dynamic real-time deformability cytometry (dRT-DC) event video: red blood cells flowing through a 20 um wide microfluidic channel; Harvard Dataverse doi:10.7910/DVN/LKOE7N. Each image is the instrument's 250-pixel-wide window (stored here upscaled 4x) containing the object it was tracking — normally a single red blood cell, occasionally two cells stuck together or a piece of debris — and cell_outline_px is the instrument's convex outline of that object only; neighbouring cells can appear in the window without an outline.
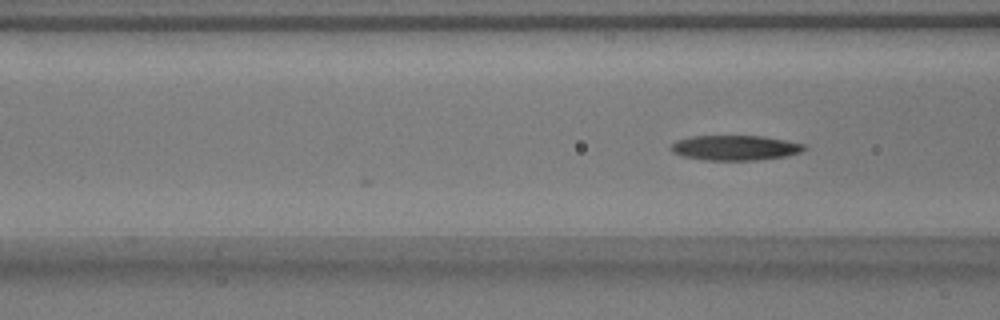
{"species": "common noctule bat (a hibernating species)", "species_latin": "Nyctalus noctula", "temperature_condition": "warm", "stored_images_in_passage": 5, "camera_frame_rate_fps": 3000, "um_per_image_px": 0.085, "animal": {"sex": "male", "body_mass_g": 17.9}, "frame": {"image": 1, "passage_image": 5, "time_ms": 1.333, "image_size_px": [1000, 320], "cell_outline_px": [[808, 148], [800, 152], [788, 156], [756, 160], [708, 160], [684, 156], [672, 152], [672, 144], [676, 140], [692, 136], [760, 136], [784, 140], [804, 144]], "centroid_in_image_um": [62.51, 12.56], "position_along_channel_um": 104.1, "area_um2": 19.25}}